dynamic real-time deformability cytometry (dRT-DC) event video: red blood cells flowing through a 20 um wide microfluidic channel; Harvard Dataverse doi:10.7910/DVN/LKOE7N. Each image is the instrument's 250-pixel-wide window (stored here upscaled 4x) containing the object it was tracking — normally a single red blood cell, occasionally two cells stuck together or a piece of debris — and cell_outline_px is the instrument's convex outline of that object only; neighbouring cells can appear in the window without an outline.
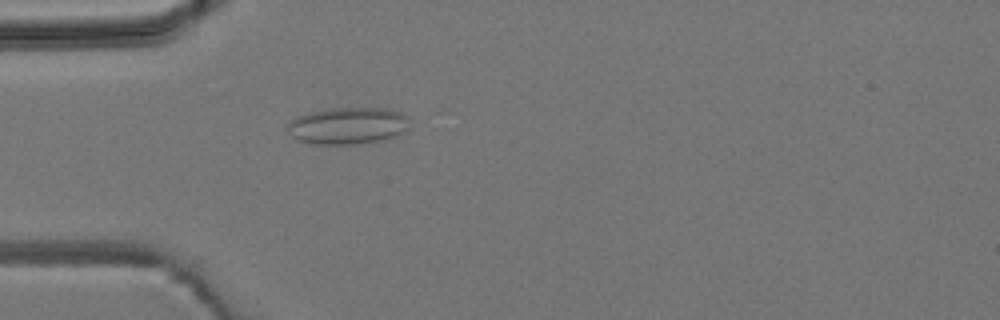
{"species": "common noctule bat (a hibernating species)", "species_latin": "Nyctalus noctula", "temperature_condition": "room temperature", "stored_images_in_passage": 2, "camera_frame_rate_fps": 3000, "um_per_image_px": 0.085, "animal": {"sex": "male", "body_mass_g": 19.2, "forearm_length_mm": 51.8}, "frame": {"image": 1, "passage_image": 2, "time_ms": 1.333, "image_size_px": [1000, 320], "cell_outline_px": [[408, 128], [396, 136], [380, 140], [352, 144], [316, 144], [300, 140], [292, 136], [288, 132], [288, 124], [296, 116], [312, 112], [332, 108], [388, 108], [400, 112], [408, 116]], "centroid_in_image_um": [29.58, 10.67], "position_along_channel_um": 55.4, "area_um2": 26.01}}